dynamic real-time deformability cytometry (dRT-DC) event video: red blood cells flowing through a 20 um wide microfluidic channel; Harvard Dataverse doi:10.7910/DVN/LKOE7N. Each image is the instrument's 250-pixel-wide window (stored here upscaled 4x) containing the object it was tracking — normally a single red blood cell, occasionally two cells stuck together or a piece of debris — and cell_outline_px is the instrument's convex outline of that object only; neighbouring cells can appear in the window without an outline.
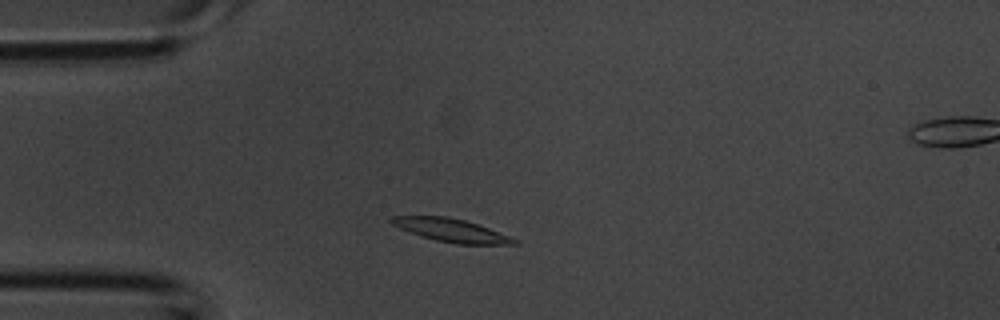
{"species": "common noctule bat (a hibernating species)", "species_latin": "Nyctalus noctula", "temperature_condition": "room temperature", "stored_images_in_passage": 32, "segment_of_instrument_passage": [1, 2], "camera_frame_rate_fps": 3000, "um_per_image_px": 0.085, "animal": {"sex": "male", "body_mass_g": 20.1, "forearm_length_mm": 53.5}, "frame": {"image": 1, "passage_image": 2, "time_ms": 0.333, "image_size_px": [1000, 320], "cell_outline_px": [[520, 244], [456, 244], [436, 240], [420, 236], [400, 228], [392, 224], [388, 220], [392, 216], [444, 216], [464, 220], [488, 228], [520, 240]], "centroid_in_image_um": [38.36, 19.58], "position_along_channel_um": 46.6, "area_um2": 16.42}}
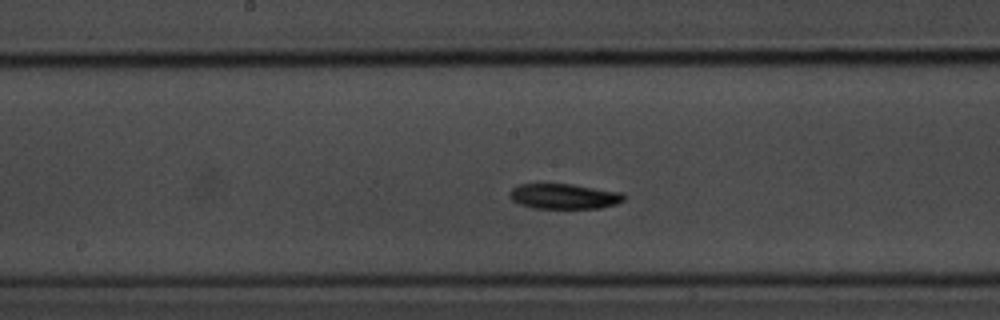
{"frame": {"image": 2, "passage_image": 12, "time_ms": 3.667, "image_size_px": [1000, 320], "cell_outline_px": [[624, 200], [616, 204], [600, 208], [532, 208], [520, 204], [512, 200], [508, 196], [512, 188], [520, 184], [572, 184], [620, 192], [624, 196]], "centroid_in_image_um": [47.92, 16.69], "position_along_channel_um": 200.3, "area_um2": 16.7}}
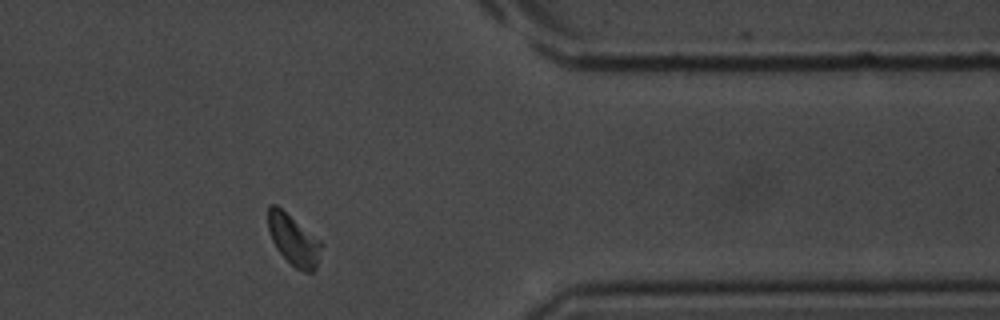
{"frame": {"image": 3, "passage_image": 24, "time_ms": 7.667, "image_size_px": [1000, 320], "cell_outline_px": [[324, 244], [316, 268], [312, 272], [304, 272], [296, 268], [276, 248], [272, 240], [268, 228], [268, 204], [276, 204], [320, 240]], "centroid_in_image_um": [24.97, 20.39], "position_along_channel_um": 386.4, "area_um2": 15.66}}